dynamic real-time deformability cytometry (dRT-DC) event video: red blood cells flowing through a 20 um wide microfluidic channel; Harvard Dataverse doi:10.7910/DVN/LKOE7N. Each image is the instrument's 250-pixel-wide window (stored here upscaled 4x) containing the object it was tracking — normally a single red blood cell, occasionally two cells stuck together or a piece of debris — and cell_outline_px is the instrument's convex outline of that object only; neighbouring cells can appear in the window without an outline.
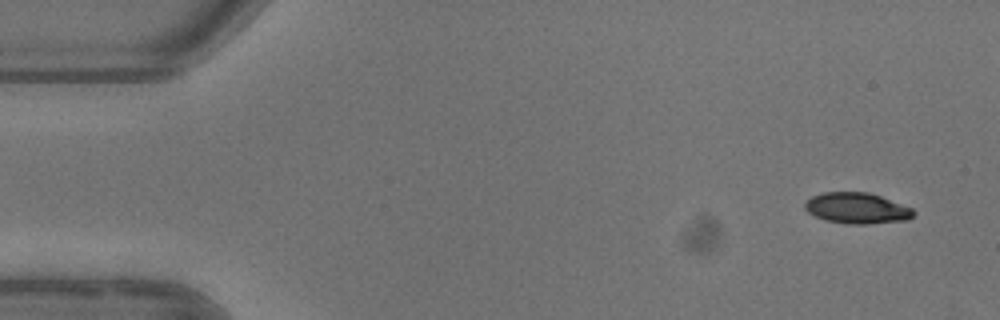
{"species": "common noctule bat (a hibernating species)", "species_latin": "Nyctalus noctula", "temperature_condition": "warm", "stored_images_in_passage": 6, "camera_frame_rate_fps": 3000, "um_per_image_px": 0.085, "animal": {"sex": "female"}, "frame": {"image": 1, "passage_image": 1, "time_ms": 0.0, "image_size_px": [1000, 320], "cell_outline_px": [[916, 212], [908, 220], [868, 224], [848, 224], [824, 220], [808, 212], [804, 208], [804, 204], [812, 196], [824, 192], [868, 192], [880, 196], [912, 208]], "centroid_in_image_um": [72.84, 17.7], "position_along_channel_um": 12.2, "area_um2": 19.54}}
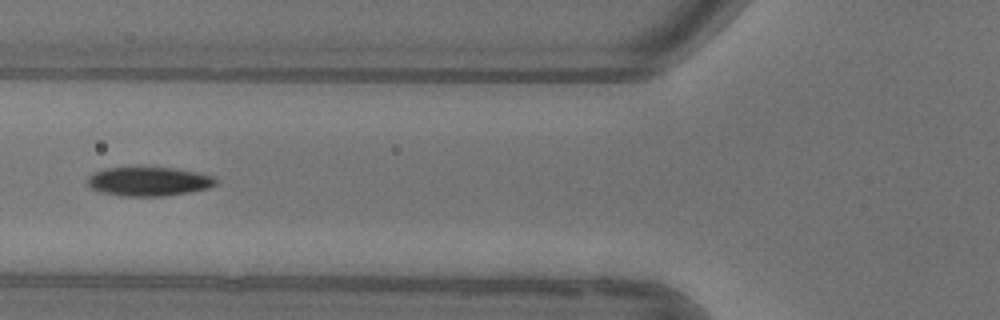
{"frame": {"image": 2, "passage_image": 5, "time_ms": 5.667, "image_size_px": [1000, 320], "cell_outline_px": [[216, 184], [208, 188], [188, 192], [164, 196], [120, 196], [100, 192], [92, 188], [88, 184], [88, 176], [92, 172], [108, 168], [176, 168], [196, 172], [212, 176], [216, 180]], "centroid_in_image_um": [12.62, 15.43], "position_along_channel_um": 113.2, "area_um2": 21.5}}
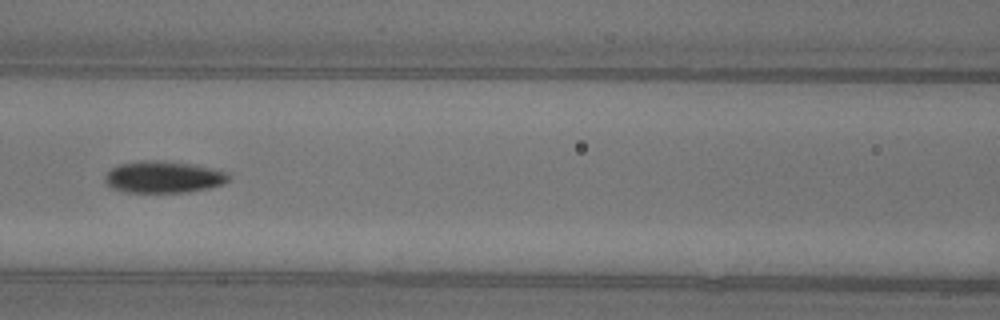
{"frame": {"image": 3, "passage_image": 6, "time_ms": 6.667, "image_size_px": [1000, 320], "cell_outline_px": [[228, 180], [224, 184], [208, 188], [184, 192], [128, 192], [112, 188], [104, 180], [104, 176], [112, 168], [120, 164], [140, 160], [160, 160], [192, 164], [228, 172]], "centroid_in_image_um": [13.88, 15.04], "position_along_channel_um": 152.7, "area_um2": 22.77}}